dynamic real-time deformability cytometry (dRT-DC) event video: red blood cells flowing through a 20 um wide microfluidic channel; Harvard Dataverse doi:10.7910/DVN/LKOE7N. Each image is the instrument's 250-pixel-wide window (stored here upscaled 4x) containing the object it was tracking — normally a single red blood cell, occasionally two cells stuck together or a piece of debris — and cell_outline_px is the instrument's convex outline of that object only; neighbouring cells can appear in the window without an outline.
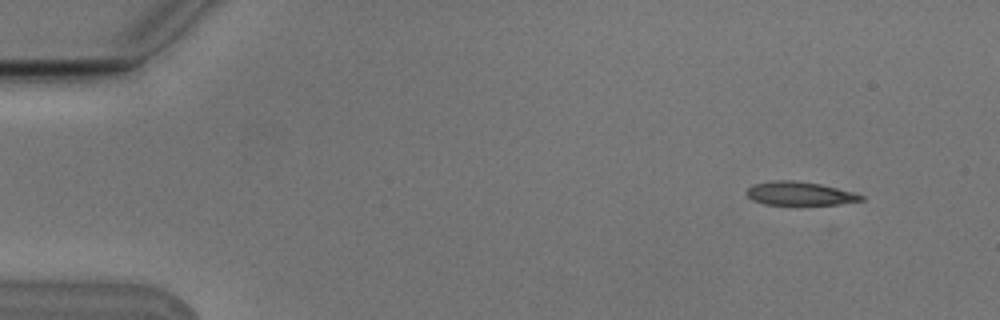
{"species": "Egyptian fruit bat (a non-hibernating species)", "species_latin": "Rousettus aegyptiacus", "temperature_condition": "cold", "stored_images_in_passage": 7, "camera_frame_rate_fps": 3000, "um_per_image_px": 0.085, "animal": {"sex": "male"}, "frame": {"image": 1, "passage_image": 2, "time_ms": 0.333, "image_size_px": [1000, 320], "cell_outline_px": [[864, 200], [840, 204], [764, 204], [752, 200], [744, 192], [752, 184], [772, 180], [796, 180], [820, 184], [856, 192], [864, 196]], "centroid_in_image_um": [67.97, 16.43], "position_along_channel_um": 17.0, "area_um2": 15.84}}
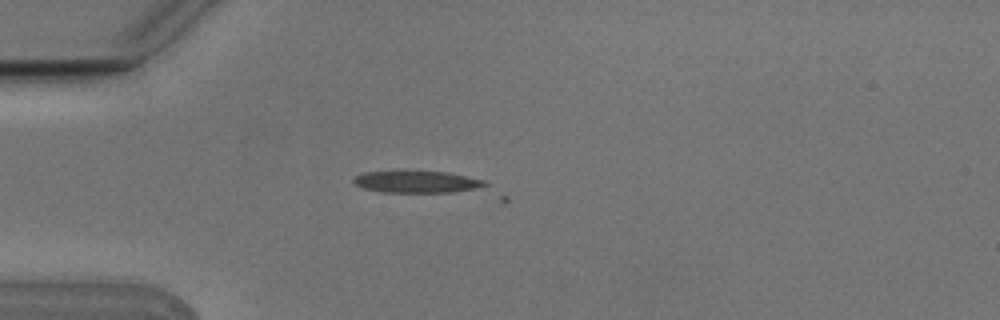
{"frame": {"image": 2, "passage_image": 5, "time_ms": 1.333, "image_size_px": [1000, 320], "cell_outline_px": [[488, 184], [476, 188], [452, 192], [384, 192], [364, 188], [356, 184], [352, 180], [356, 176], [364, 172], [404, 168], [448, 172], [488, 180]], "centroid_in_image_um": [35.42, 15.39], "position_along_channel_um": 49.6, "area_um2": 17.63}}